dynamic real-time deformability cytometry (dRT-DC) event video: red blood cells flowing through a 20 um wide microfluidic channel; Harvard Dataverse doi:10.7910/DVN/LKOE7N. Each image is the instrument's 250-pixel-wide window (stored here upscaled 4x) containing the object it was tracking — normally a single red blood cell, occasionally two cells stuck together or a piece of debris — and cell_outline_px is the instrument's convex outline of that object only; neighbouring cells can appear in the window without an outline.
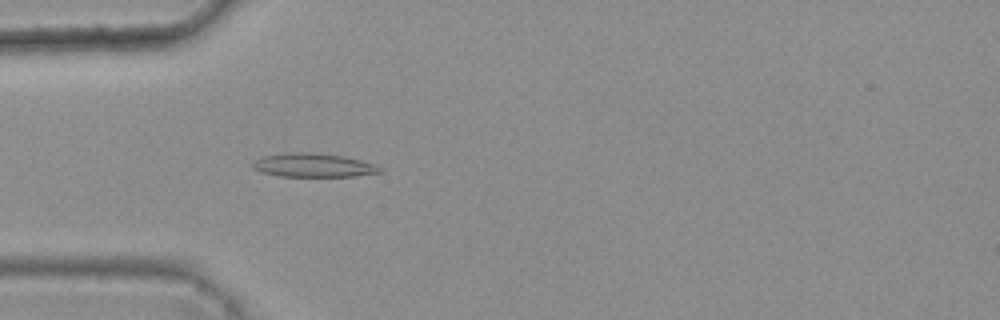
{"species": "common noctule bat (a hibernating species)", "species_latin": "Nyctalus noctula", "temperature_condition": "warm", "stored_images_in_passage": 46, "camera_frame_rate_fps": 3000, "um_per_image_px": 0.085, "animal": {"sex": "female", "body_mass_g": 25.1}, "frame": {"image": 1, "passage_image": 16, "time_ms": 5.0, "image_size_px": [1000, 320], "cell_outline_px": [[384, 172], [356, 176], [280, 176], [260, 172], [252, 168], [252, 164], [256, 160], [264, 156], [284, 152], [312, 152], [344, 156], [376, 164], [384, 168]], "centroid_in_image_um": [26.68, 14.04], "position_along_channel_um": 58.3, "area_um2": 17.8}}
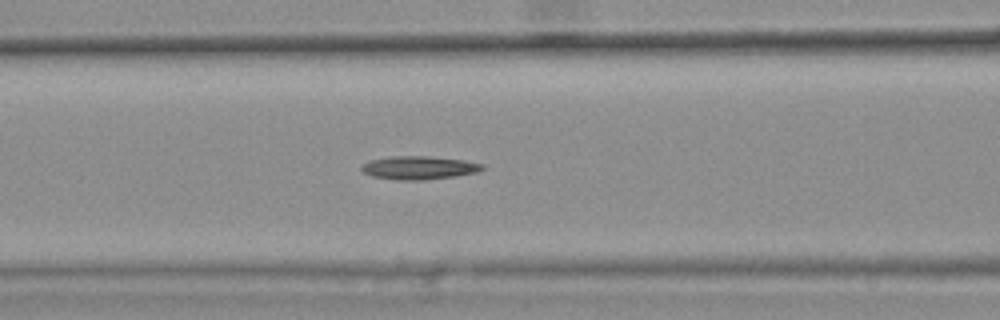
{"frame": {"image": 2, "passage_image": 22, "time_ms": 7.0, "image_size_px": [1000, 320], "cell_outline_px": [[484, 168], [476, 172], [452, 176], [424, 180], [396, 180], [372, 176], [364, 172], [360, 168], [364, 164], [372, 160], [392, 156], [428, 156], [464, 160], [484, 164]], "centroid_in_image_um": [35.61, 14.25], "position_along_channel_um": 131.0, "area_um2": 16.18}}
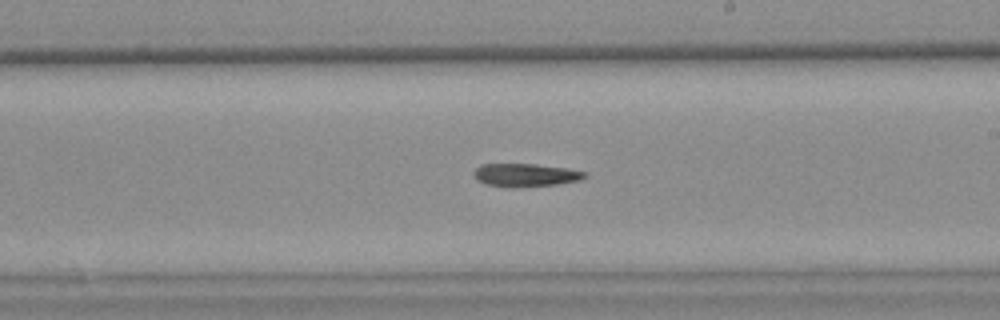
{"frame": {"image": 3, "passage_image": 31, "time_ms": 10.0, "image_size_px": [1000, 320], "cell_outline_px": [[588, 176], [580, 180], [556, 184], [488, 184], [476, 180], [472, 172], [480, 164], [536, 164], [568, 168], [588, 172]], "centroid_in_image_um": [44.72, 14.81], "position_along_channel_um": 244.3, "area_um2": 14.1}}